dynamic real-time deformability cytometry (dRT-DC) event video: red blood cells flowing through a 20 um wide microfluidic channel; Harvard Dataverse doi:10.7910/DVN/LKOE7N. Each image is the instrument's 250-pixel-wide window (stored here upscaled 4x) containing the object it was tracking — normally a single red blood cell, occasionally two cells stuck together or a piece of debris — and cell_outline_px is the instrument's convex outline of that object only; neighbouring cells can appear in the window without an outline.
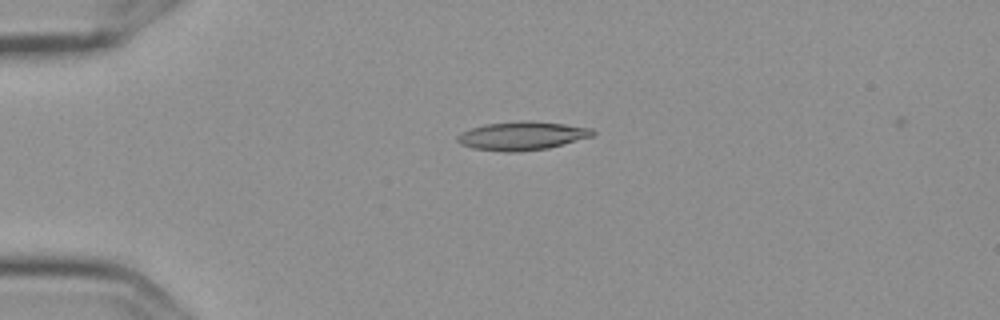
{"species": "Egyptian fruit bat (a non-hibernating species)", "species_latin": "Rousettus aegyptiacus", "temperature_condition": "cold", "stored_images_in_passage": 2, "camera_frame_rate_fps": 3000, "um_per_image_px": 0.085, "frame": {"image": 1, "passage_image": 1, "time_ms": 0.0, "image_size_px": [1000, 320], "cell_outline_px": [[596, 132], [592, 136], [548, 148], [516, 152], [504, 152], [472, 148], [460, 144], [456, 140], [456, 136], [472, 128], [488, 124], [564, 124], [592, 128]], "centroid_in_image_um": [44.36, 11.61], "position_along_channel_um": 40.6, "area_um2": 21.15}}